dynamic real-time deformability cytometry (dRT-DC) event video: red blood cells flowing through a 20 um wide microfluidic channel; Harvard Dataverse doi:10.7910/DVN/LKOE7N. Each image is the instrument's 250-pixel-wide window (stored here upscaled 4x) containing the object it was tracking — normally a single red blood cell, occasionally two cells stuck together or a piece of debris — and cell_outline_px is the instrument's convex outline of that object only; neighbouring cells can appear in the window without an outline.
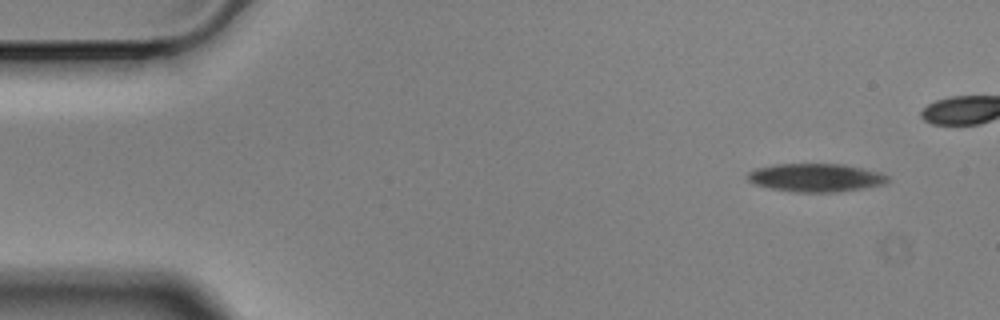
{"species": "Egyptian fruit bat (a non-hibernating species)", "species_latin": "Rousettus aegyptiacus", "temperature_condition": "cold", "stored_images_in_passage": 5, "camera_frame_rate_fps": 3000, "um_per_image_px": 0.085, "animal": {"sex": "male"}, "frame": {"image": 1, "passage_image": 1, "time_ms": 0.0, "image_size_px": [1000, 320], "cell_outline_px": [[888, 180], [884, 184], [864, 188], [836, 192], [796, 192], [772, 188], [756, 184], [748, 180], [748, 172], [756, 168], [776, 164], [844, 164], [880, 172], [888, 176]], "centroid_in_image_um": [69.36, 15.09], "position_along_channel_um": 15.6, "area_um2": 22.89}}
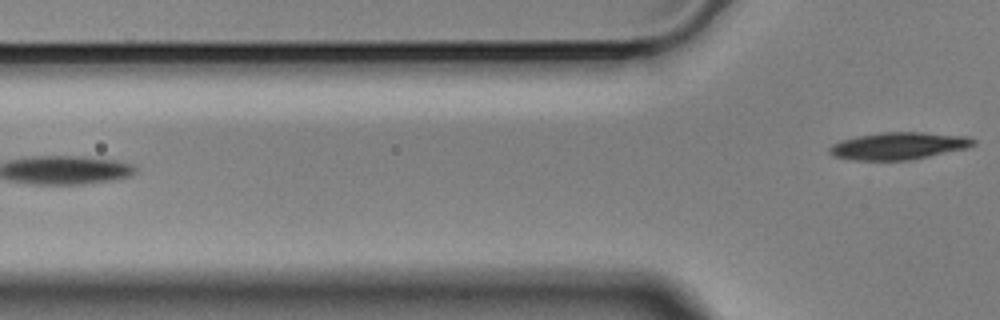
{"frame": {"image": 2, "passage_image": 5, "time_ms": 1.333, "image_size_px": [1000, 320], "cell_outline_px": [[976, 144], [968, 148], [912, 160], [852, 160], [832, 156], [828, 152], [828, 148], [832, 144], [840, 140], [856, 136], [880, 132], [924, 132], [968, 136], [976, 140]], "centroid_in_image_um": [76.38, 12.4], "position_along_channel_um": 49.4, "area_um2": 23.24}}